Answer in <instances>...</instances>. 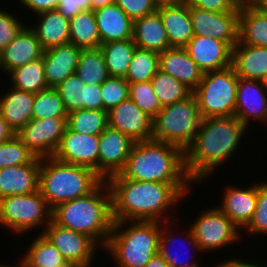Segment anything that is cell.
Listing matches in <instances>:
<instances>
[{"label": "cell", "mask_w": 267, "mask_h": 267, "mask_svg": "<svg viewBox=\"0 0 267 267\" xmlns=\"http://www.w3.org/2000/svg\"><path fill=\"white\" fill-rule=\"evenodd\" d=\"M106 181L111 191L113 221L169 222L172 218L165 212L187 197L193 186V183L135 181L119 173Z\"/></svg>", "instance_id": "obj_1"}, {"label": "cell", "mask_w": 267, "mask_h": 267, "mask_svg": "<svg viewBox=\"0 0 267 267\" xmlns=\"http://www.w3.org/2000/svg\"><path fill=\"white\" fill-rule=\"evenodd\" d=\"M246 130L248 128L236 116L202 119L194 141L185 150L189 177L199 184L216 168L226 165L236 153Z\"/></svg>", "instance_id": "obj_2"}, {"label": "cell", "mask_w": 267, "mask_h": 267, "mask_svg": "<svg viewBox=\"0 0 267 267\" xmlns=\"http://www.w3.org/2000/svg\"><path fill=\"white\" fill-rule=\"evenodd\" d=\"M119 174L135 181L193 183L185 166V151L155 140L135 142Z\"/></svg>", "instance_id": "obj_3"}, {"label": "cell", "mask_w": 267, "mask_h": 267, "mask_svg": "<svg viewBox=\"0 0 267 267\" xmlns=\"http://www.w3.org/2000/svg\"><path fill=\"white\" fill-rule=\"evenodd\" d=\"M52 220L61 227L91 237L104 249L113 224L107 181L88 195L58 204L52 209Z\"/></svg>", "instance_id": "obj_4"}, {"label": "cell", "mask_w": 267, "mask_h": 267, "mask_svg": "<svg viewBox=\"0 0 267 267\" xmlns=\"http://www.w3.org/2000/svg\"><path fill=\"white\" fill-rule=\"evenodd\" d=\"M104 180L91 168L41 158L38 190L53 209L58 204L93 192Z\"/></svg>", "instance_id": "obj_5"}, {"label": "cell", "mask_w": 267, "mask_h": 267, "mask_svg": "<svg viewBox=\"0 0 267 267\" xmlns=\"http://www.w3.org/2000/svg\"><path fill=\"white\" fill-rule=\"evenodd\" d=\"M160 233L159 221H113L103 250L113 257L116 267H145L159 253Z\"/></svg>", "instance_id": "obj_6"}, {"label": "cell", "mask_w": 267, "mask_h": 267, "mask_svg": "<svg viewBox=\"0 0 267 267\" xmlns=\"http://www.w3.org/2000/svg\"><path fill=\"white\" fill-rule=\"evenodd\" d=\"M201 120L197 99L192 93L184 100L164 106L153 118L152 139L185 151L194 141Z\"/></svg>", "instance_id": "obj_7"}, {"label": "cell", "mask_w": 267, "mask_h": 267, "mask_svg": "<svg viewBox=\"0 0 267 267\" xmlns=\"http://www.w3.org/2000/svg\"><path fill=\"white\" fill-rule=\"evenodd\" d=\"M238 80L232 66L203 74L193 90L202 119L234 116Z\"/></svg>", "instance_id": "obj_8"}, {"label": "cell", "mask_w": 267, "mask_h": 267, "mask_svg": "<svg viewBox=\"0 0 267 267\" xmlns=\"http://www.w3.org/2000/svg\"><path fill=\"white\" fill-rule=\"evenodd\" d=\"M51 220L52 209L39 190L0 199V225L13 233L22 234L36 227H46Z\"/></svg>", "instance_id": "obj_9"}, {"label": "cell", "mask_w": 267, "mask_h": 267, "mask_svg": "<svg viewBox=\"0 0 267 267\" xmlns=\"http://www.w3.org/2000/svg\"><path fill=\"white\" fill-rule=\"evenodd\" d=\"M201 213L190 225L201 252H214L241 239L240 228L217 206Z\"/></svg>", "instance_id": "obj_10"}, {"label": "cell", "mask_w": 267, "mask_h": 267, "mask_svg": "<svg viewBox=\"0 0 267 267\" xmlns=\"http://www.w3.org/2000/svg\"><path fill=\"white\" fill-rule=\"evenodd\" d=\"M42 234L62 254L71 267H92L99 245L89 236L59 226L53 220L42 228Z\"/></svg>", "instance_id": "obj_11"}, {"label": "cell", "mask_w": 267, "mask_h": 267, "mask_svg": "<svg viewBox=\"0 0 267 267\" xmlns=\"http://www.w3.org/2000/svg\"><path fill=\"white\" fill-rule=\"evenodd\" d=\"M67 128V118L31 119L15 135L39 158L53 157Z\"/></svg>", "instance_id": "obj_12"}, {"label": "cell", "mask_w": 267, "mask_h": 267, "mask_svg": "<svg viewBox=\"0 0 267 267\" xmlns=\"http://www.w3.org/2000/svg\"><path fill=\"white\" fill-rule=\"evenodd\" d=\"M189 10L194 35L211 36L232 47L238 43L240 6L234 11L211 12L189 5Z\"/></svg>", "instance_id": "obj_13"}, {"label": "cell", "mask_w": 267, "mask_h": 267, "mask_svg": "<svg viewBox=\"0 0 267 267\" xmlns=\"http://www.w3.org/2000/svg\"><path fill=\"white\" fill-rule=\"evenodd\" d=\"M108 127L118 130L134 142L152 140L153 118L130 98L108 112Z\"/></svg>", "instance_id": "obj_14"}, {"label": "cell", "mask_w": 267, "mask_h": 267, "mask_svg": "<svg viewBox=\"0 0 267 267\" xmlns=\"http://www.w3.org/2000/svg\"><path fill=\"white\" fill-rule=\"evenodd\" d=\"M53 157L64 163L89 167L98 174L99 135L80 134L66 128Z\"/></svg>", "instance_id": "obj_15"}, {"label": "cell", "mask_w": 267, "mask_h": 267, "mask_svg": "<svg viewBox=\"0 0 267 267\" xmlns=\"http://www.w3.org/2000/svg\"><path fill=\"white\" fill-rule=\"evenodd\" d=\"M134 143L128 136L110 127L99 134L98 175L103 180L124 168Z\"/></svg>", "instance_id": "obj_16"}, {"label": "cell", "mask_w": 267, "mask_h": 267, "mask_svg": "<svg viewBox=\"0 0 267 267\" xmlns=\"http://www.w3.org/2000/svg\"><path fill=\"white\" fill-rule=\"evenodd\" d=\"M232 46L228 42L194 35L184 47L203 73L232 66Z\"/></svg>", "instance_id": "obj_17"}, {"label": "cell", "mask_w": 267, "mask_h": 267, "mask_svg": "<svg viewBox=\"0 0 267 267\" xmlns=\"http://www.w3.org/2000/svg\"><path fill=\"white\" fill-rule=\"evenodd\" d=\"M234 116L247 128L253 119L267 124V92L261 81L239 78Z\"/></svg>", "instance_id": "obj_18"}, {"label": "cell", "mask_w": 267, "mask_h": 267, "mask_svg": "<svg viewBox=\"0 0 267 267\" xmlns=\"http://www.w3.org/2000/svg\"><path fill=\"white\" fill-rule=\"evenodd\" d=\"M43 53L44 49L35 32L25 26L10 44L0 51V71L8 74L17 67L43 57Z\"/></svg>", "instance_id": "obj_19"}, {"label": "cell", "mask_w": 267, "mask_h": 267, "mask_svg": "<svg viewBox=\"0 0 267 267\" xmlns=\"http://www.w3.org/2000/svg\"><path fill=\"white\" fill-rule=\"evenodd\" d=\"M218 207L234 224L244 229L251 221L258 200V183L245 188L228 186Z\"/></svg>", "instance_id": "obj_20"}, {"label": "cell", "mask_w": 267, "mask_h": 267, "mask_svg": "<svg viewBox=\"0 0 267 267\" xmlns=\"http://www.w3.org/2000/svg\"><path fill=\"white\" fill-rule=\"evenodd\" d=\"M80 52L81 49L71 43L44 50V74L48 87L55 88L75 73Z\"/></svg>", "instance_id": "obj_21"}, {"label": "cell", "mask_w": 267, "mask_h": 267, "mask_svg": "<svg viewBox=\"0 0 267 267\" xmlns=\"http://www.w3.org/2000/svg\"><path fill=\"white\" fill-rule=\"evenodd\" d=\"M159 70L171 75L192 91L199 85L203 72L181 47H172L159 53Z\"/></svg>", "instance_id": "obj_22"}, {"label": "cell", "mask_w": 267, "mask_h": 267, "mask_svg": "<svg viewBox=\"0 0 267 267\" xmlns=\"http://www.w3.org/2000/svg\"><path fill=\"white\" fill-rule=\"evenodd\" d=\"M41 158L32 163L0 169V199L10 195H23L38 190Z\"/></svg>", "instance_id": "obj_23"}, {"label": "cell", "mask_w": 267, "mask_h": 267, "mask_svg": "<svg viewBox=\"0 0 267 267\" xmlns=\"http://www.w3.org/2000/svg\"><path fill=\"white\" fill-rule=\"evenodd\" d=\"M94 14L101 44L132 39L133 20L117 4L99 8Z\"/></svg>", "instance_id": "obj_24"}, {"label": "cell", "mask_w": 267, "mask_h": 267, "mask_svg": "<svg viewBox=\"0 0 267 267\" xmlns=\"http://www.w3.org/2000/svg\"><path fill=\"white\" fill-rule=\"evenodd\" d=\"M132 40L137 48L143 50L160 53L172 48L157 11L133 21Z\"/></svg>", "instance_id": "obj_25"}, {"label": "cell", "mask_w": 267, "mask_h": 267, "mask_svg": "<svg viewBox=\"0 0 267 267\" xmlns=\"http://www.w3.org/2000/svg\"><path fill=\"white\" fill-rule=\"evenodd\" d=\"M232 67L239 78L260 81L267 74V47L236 44Z\"/></svg>", "instance_id": "obj_26"}, {"label": "cell", "mask_w": 267, "mask_h": 267, "mask_svg": "<svg viewBox=\"0 0 267 267\" xmlns=\"http://www.w3.org/2000/svg\"><path fill=\"white\" fill-rule=\"evenodd\" d=\"M171 47L184 48L194 36L189 4L157 8Z\"/></svg>", "instance_id": "obj_27"}, {"label": "cell", "mask_w": 267, "mask_h": 267, "mask_svg": "<svg viewBox=\"0 0 267 267\" xmlns=\"http://www.w3.org/2000/svg\"><path fill=\"white\" fill-rule=\"evenodd\" d=\"M237 44L267 47V10L242 1Z\"/></svg>", "instance_id": "obj_28"}, {"label": "cell", "mask_w": 267, "mask_h": 267, "mask_svg": "<svg viewBox=\"0 0 267 267\" xmlns=\"http://www.w3.org/2000/svg\"><path fill=\"white\" fill-rule=\"evenodd\" d=\"M9 88L0 96V113L16 133L32 119L35 94L11 86Z\"/></svg>", "instance_id": "obj_29"}, {"label": "cell", "mask_w": 267, "mask_h": 267, "mask_svg": "<svg viewBox=\"0 0 267 267\" xmlns=\"http://www.w3.org/2000/svg\"><path fill=\"white\" fill-rule=\"evenodd\" d=\"M36 15L37 23L30 28L35 32L44 50L69 43V19L58 10L44 11Z\"/></svg>", "instance_id": "obj_30"}, {"label": "cell", "mask_w": 267, "mask_h": 267, "mask_svg": "<svg viewBox=\"0 0 267 267\" xmlns=\"http://www.w3.org/2000/svg\"><path fill=\"white\" fill-rule=\"evenodd\" d=\"M69 43L82 49L101 46V39L94 11L82 10L69 20Z\"/></svg>", "instance_id": "obj_31"}, {"label": "cell", "mask_w": 267, "mask_h": 267, "mask_svg": "<svg viewBox=\"0 0 267 267\" xmlns=\"http://www.w3.org/2000/svg\"><path fill=\"white\" fill-rule=\"evenodd\" d=\"M28 247L21 258L23 267H71L41 232Z\"/></svg>", "instance_id": "obj_32"}, {"label": "cell", "mask_w": 267, "mask_h": 267, "mask_svg": "<svg viewBox=\"0 0 267 267\" xmlns=\"http://www.w3.org/2000/svg\"><path fill=\"white\" fill-rule=\"evenodd\" d=\"M103 53L109 76L125 77L137 48L132 39L111 41L99 47Z\"/></svg>", "instance_id": "obj_33"}, {"label": "cell", "mask_w": 267, "mask_h": 267, "mask_svg": "<svg viewBox=\"0 0 267 267\" xmlns=\"http://www.w3.org/2000/svg\"><path fill=\"white\" fill-rule=\"evenodd\" d=\"M8 75L11 81L9 85L18 90L36 94L49 88L44 74L43 57L11 70Z\"/></svg>", "instance_id": "obj_34"}, {"label": "cell", "mask_w": 267, "mask_h": 267, "mask_svg": "<svg viewBox=\"0 0 267 267\" xmlns=\"http://www.w3.org/2000/svg\"><path fill=\"white\" fill-rule=\"evenodd\" d=\"M169 226H172L171 221L161 222V233L159 236V253H160V255L167 261L169 267H195V266H197L198 265V263L196 262L197 258L195 259V262H194V259L192 261V260H190V258L187 259L184 257L185 260L186 259L187 260L185 262H183L184 260L182 261L183 258L181 259L180 254H178L179 252H174V254L172 253V250H170V247H171V245H173V243H176V241H175L176 239H174V238H176V236H174V234L171 233L172 232L170 230L171 227H169ZM183 232L186 233V234H184L186 236L182 237L185 239H183L181 241H183V242L186 241V244L188 243L187 246L189 248L190 247H191V249L194 248V249H192V250H195L194 252H196V251L201 252V250H200V248H199V246L195 240L194 234H193L190 226L188 228V231L186 230ZM174 246H175V244H174ZM171 248L173 249V246ZM187 251H188V249H187Z\"/></svg>", "instance_id": "obj_35"}, {"label": "cell", "mask_w": 267, "mask_h": 267, "mask_svg": "<svg viewBox=\"0 0 267 267\" xmlns=\"http://www.w3.org/2000/svg\"><path fill=\"white\" fill-rule=\"evenodd\" d=\"M75 74L89 86L101 85L109 77L100 48L81 50Z\"/></svg>", "instance_id": "obj_36"}, {"label": "cell", "mask_w": 267, "mask_h": 267, "mask_svg": "<svg viewBox=\"0 0 267 267\" xmlns=\"http://www.w3.org/2000/svg\"><path fill=\"white\" fill-rule=\"evenodd\" d=\"M107 127L108 112L105 110H75L67 117V128L80 134L99 135Z\"/></svg>", "instance_id": "obj_37"}, {"label": "cell", "mask_w": 267, "mask_h": 267, "mask_svg": "<svg viewBox=\"0 0 267 267\" xmlns=\"http://www.w3.org/2000/svg\"><path fill=\"white\" fill-rule=\"evenodd\" d=\"M159 67L158 52L136 48L124 78L128 83L151 81Z\"/></svg>", "instance_id": "obj_38"}, {"label": "cell", "mask_w": 267, "mask_h": 267, "mask_svg": "<svg viewBox=\"0 0 267 267\" xmlns=\"http://www.w3.org/2000/svg\"><path fill=\"white\" fill-rule=\"evenodd\" d=\"M151 84L163 107L184 100L193 93L185 84L161 70L151 79Z\"/></svg>", "instance_id": "obj_39"}, {"label": "cell", "mask_w": 267, "mask_h": 267, "mask_svg": "<svg viewBox=\"0 0 267 267\" xmlns=\"http://www.w3.org/2000/svg\"><path fill=\"white\" fill-rule=\"evenodd\" d=\"M68 114L55 88L49 87L34 95L32 119L67 118Z\"/></svg>", "instance_id": "obj_40"}, {"label": "cell", "mask_w": 267, "mask_h": 267, "mask_svg": "<svg viewBox=\"0 0 267 267\" xmlns=\"http://www.w3.org/2000/svg\"><path fill=\"white\" fill-rule=\"evenodd\" d=\"M55 89L63 100L68 113L86 109L85 83L75 73L59 83Z\"/></svg>", "instance_id": "obj_41"}, {"label": "cell", "mask_w": 267, "mask_h": 267, "mask_svg": "<svg viewBox=\"0 0 267 267\" xmlns=\"http://www.w3.org/2000/svg\"><path fill=\"white\" fill-rule=\"evenodd\" d=\"M37 156L16 136L0 143V169L32 163Z\"/></svg>", "instance_id": "obj_42"}, {"label": "cell", "mask_w": 267, "mask_h": 267, "mask_svg": "<svg viewBox=\"0 0 267 267\" xmlns=\"http://www.w3.org/2000/svg\"><path fill=\"white\" fill-rule=\"evenodd\" d=\"M129 98L152 118L163 108L153 90L151 81L129 83Z\"/></svg>", "instance_id": "obj_43"}, {"label": "cell", "mask_w": 267, "mask_h": 267, "mask_svg": "<svg viewBox=\"0 0 267 267\" xmlns=\"http://www.w3.org/2000/svg\"><path fill=\"white\" fill-rule=\"evenodd\" d=\"M102 110L111 111L129 98V83L124 77L109 76L101 84Z\"/></svg>", "instance_id": "obj_44"}, {"label": "cell", "mask_w": 267, "mask_h": 267, "mask_svg": "<svg viewBox=\"0 0 267 267\" xmlns=\"http://www.w3.org/2000/svg\"><path fill=\"white\" fill-rule=\"evenodd\" d=\"M248 234H267V181L258 182V200L254 215L249 224L244 228Z\"/></svg>", "instance_id": "obj_45"}, {"label": "cell", "mask_w": 267, "mask_h": 267, "mask_svg": "<svg viewBox=\"0 0 267 267\" xmlns=\"http://www.w3.org/2000/svg\"><path fill=\"white\" fill-rule=\"evenodd\" d=\"M19 19L6 10L0 9V51L6 48L26 26Z\"/></svg>", "instance_id": "obj_46"}, {"label": "cell", "mask_w": 267, "mask_h": 267, "mask_svg": "<svg viewBox=\"0 0 267 267\" xmlns=\"http://www.w3.org/2000/svg\"><path fill=\"white\" fill-rule=\"evenodd\" d=\"M114 3L133 21L157 11L153 0H115Z\"/></svg>", "instance_id": "obj_47"}, {"label": "cell", "mask_w": 267, "mask_h": 267, "mask_svg": "<svg viewBox=\"0 0 267 267\" xmlns=\"http://www.w3.org/2000/svg\"><path fill=\"white\" fill-rule=\"evenodd\" d=\"M243 0H192L189 5L211 12L236 10Z\"/></svg>", "instance_id": "obj_48"}, {"label": "cell", "mask_w": 267, "mask_h": 267, "mask_svg": "<svg viewBox=\"0 0 267 267\" xmlns=\"http://www.w3.org/2000/svg\"><path fill=\"white\" fill-rule=\"evenodd\" d=\"M90 9V0H60L57 10L65 18L71 19L82 10Z\"/></svg>", "instance_id": "obj_49"}, {"label": "cell", "mask_w": 267, "mask_h": 267, "mask_svg": "<svg viewBox=\"0 0 267 267\" xmlns=\"http://www.w3.org/2000/svg\"><path fill=\"white\" fill-rule=\"evenodd\" d=\"M60 0H19L22 7L25 6L27 10L30 9V12L35 14L50 11V10H57Z\"/></svg>", "instance_id": "obj_50"}, {"label": "cell", "mask_w": 267, "mask_h": 267, "mask_svg": "<svg viewBox=\"0 0 267 267\" xmlns=\"http://www.w3.org/2000/svg\"><path fill=\"white\" fill-rule=\"evenodd\" d=\"M86 109L102 110L101 85H85Z\"/></svg>", "instance_id": "obj_51"}, {"label": "cell", "mask_w": 267, "mask_h": 267, "mask_svg": "<svg viewBox=\"0 0 267 267\" xmlns=\"http://www.w3.org/2000/svg\"><path fill=\"white\" fill-rule=\"evenodd\" d=\"M253 263H249L248 262V260H247V262H245V261H243L242 259L240 260V258L239 259H234V258H229V260H223V261H221V263H217L216 265H215V267H267V265H264V266H262V264L260 265V264H258V262L256 263V262H254V261H252Z\"/></svg>", "instance_id": "obj_52"}, {"label": "cell", "mask_w": 267, "mask_h": 267, "mask_svg": "<svg viewBox=\"0 0 267 267\" xmlns=\"http://www.w3.org/2000/svg\"><path fill=\"white\" fill-rule=\"evenodd\" d=\"M15 135L13 129L2 118L0 113V143L11 139Z\"/></svg>", "instance_id": "obj_53"}, {"label": "cell", "mask_w": 267, "mask_h": 267, "mask_svg": "<svg viewBox=\"0 0 267 267\" xmlns=\"http://www.w3.org/2000/svg\"><path fill=\"white\" fill-rule=\"evenodd\" d=\"M145 267H169V265L160 253H157L151 258Z\"/></svg>", "instance_id": "obj_54"}, {"label": "cell", "mask_w": 267, "mask_h": 267, "mask_svg": "<svg viewBox=\"0 0 267 267\" xmlns=\"http://www.w3.org/2000/svg\"><path fill=\"white\" fill-rule=\"evenodd\" d=\"M153 2L157 8L188 4L185 0H153Z\"/></svg>", "instance_id": "obj_55"}, {"label": "cell", "mask_w": 267, "mask_h": 267, "mask_svg": "<svg viewBox=\"0 0 267 267\" xmlns=\"http://www.w3.org/2000/svg\"><path fill=\"white\" fill-rule=\"evenodd\" d=\"M115 0H90V9L95 11L99 8L114 4Z\"/></svg>", "instance_id": "obj_56"}, {"label": "cell", "mask_w": 267, "mask_h": 267, "mask_svg": "<svg viewBox=\"0 0 267 267\" xmlns=\"http://www.w3.org/2000/svg\"><path fill=\"white\" fill-rule=\"evenodd\" d=\"M243 2L267 10V0H243Z\"/></svg>", "instance_id": "obj_57"}, {"label": "cell", "mask_w": 267, "mask_h": 267, "mask_svg": "<svg viewBox=\"0 0 267 267\" xmlns=\"http://www.w3.org/2000/svg\"><path fill=\"white\" fill-rule=\"evenodd\" d=\"M260 81H261V84H262L263 88L267 92V74Z\"/></svg>", "instance_id": "obj_58"}, {"label": "cell", "mask_w": 267, "mask_h": 267, "mask_svg": "<svg viewBox=\"0 0 267 267\" xmlns=\"http://www.w3.org/2000/svg\"><path fill=\"white\" fill-rule=\"evenodd\" d=\"M19 264H18V266L16 265V267H23V264H22V261H21V259H20V261L18 262ZM0 267H15V265H3V264H0Z\"/></svg>", "instance_id": "obj_59"}, {"label": "cell", "mask_w": 267, "mask_h": 267, "mask_svg": "<svg viewBox=\"0 0 267 267\" xmlns=\"http://www.w3.org/2000/svg\"><path fill=\"white\" fill-rule=\"evenodd\" d=\"M188 4L192 1V0H185Z\"/></svg>", "instance_id": "obj_60"}]
</instances>
